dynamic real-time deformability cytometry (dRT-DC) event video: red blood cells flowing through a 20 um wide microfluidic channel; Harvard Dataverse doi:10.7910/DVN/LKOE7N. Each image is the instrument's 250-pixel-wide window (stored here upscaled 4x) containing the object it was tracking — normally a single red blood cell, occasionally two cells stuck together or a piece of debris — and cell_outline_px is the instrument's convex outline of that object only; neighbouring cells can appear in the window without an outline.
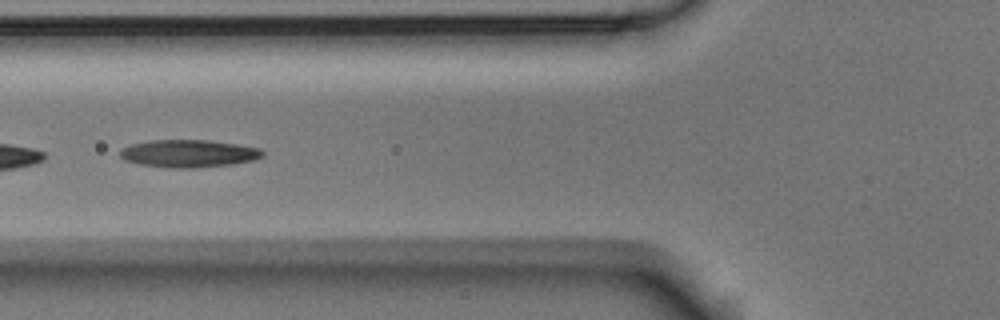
{"species": "Egyptian fruit bat (a non-hibernating species)", "species_latin": "Rousettus aegyptiacus", "temperature_condition": "room temperature", "stored_images_in_passage": 6, "camera_frame_rate_fps": 3000, "um_per_image_px": 0.085, "animal": {"sex": "male"}, "frame": {"image": 1, "passage_image": 6, "time_ms": 5.667, "image_size_px": [1000, 320], "cell_outline_px": [[264, 156], [252, 160], [232, 164], [192, 168], [168, 168], [140, 164], [124, 160], [120, 156], [120, 152], [124, 148], [132, 144], [148, 140], [208, 140], [236, 144], [260, 148], [264, 152]], "centroid_in_image_um": [16.04, 13.05], "position_along_channel_um": 109.8, "area_um2": 22.83}}